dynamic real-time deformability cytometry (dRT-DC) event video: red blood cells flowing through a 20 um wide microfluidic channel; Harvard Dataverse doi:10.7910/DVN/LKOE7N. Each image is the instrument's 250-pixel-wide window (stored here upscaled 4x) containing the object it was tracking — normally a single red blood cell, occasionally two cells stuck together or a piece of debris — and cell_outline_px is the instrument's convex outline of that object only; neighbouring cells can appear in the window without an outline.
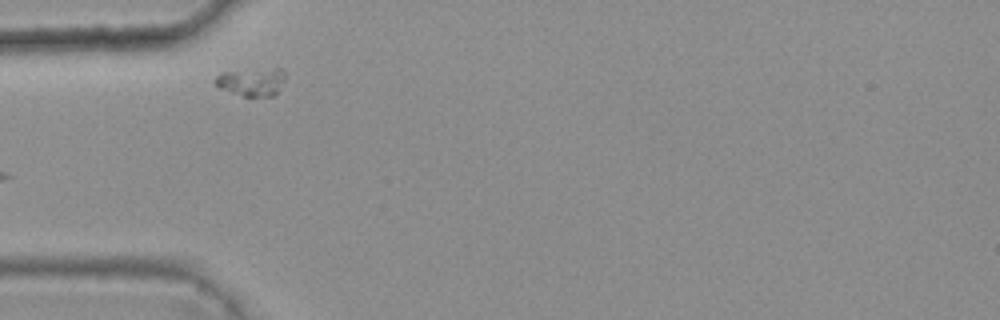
{"species": "common noctule bat (a hibernating species)", "species_latin": "Nyctalus noctula", "temperature_condition": "warm", "stored_images_in_passage": 6, "camera_frame_rate_fps": 3000, "um_per_image_px": 0.085, "animal": {"sex": "female", "body_mass_g": 25.1}, "frame": {"image": 1, "passage_image": 4, "time_ms": 1.0, "image_size_px": [1000, 320], "cell_outline_px": [[284, 80], [276, 96], [244, 96], [220, 88], [216, 84], [216, 76], [220, 72], [276, 68], [280, 68], [284, 72]], "centroid_in_image_um": [21.42, 6.96], "position_along_channel_um": 63.6, "area_um2": 11.27}}
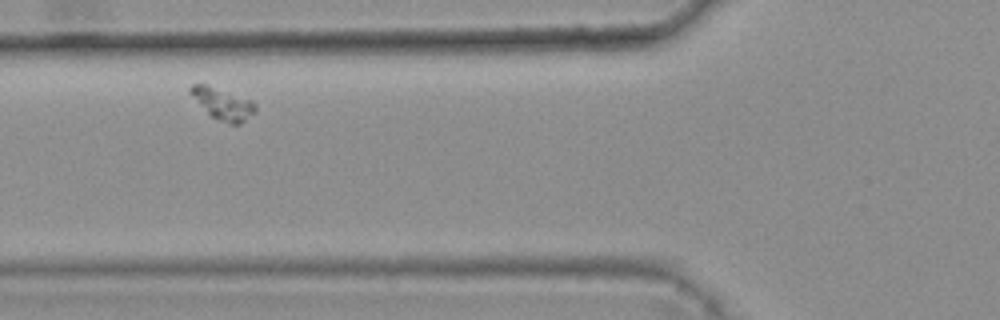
{"frame": {"image": 2, "passage_image": 5, "time_ms": 1.333, "image_size_px": [1000, 320], "cell_outline_px": [[256, 112], [240, 124], [228, 124], [212, 116], [188, 92], [188, 88], [192, 84], [204, 84], [252, 100], [256, 104]], "centroid_in_image_um": [18.97, 8.82], "position_along_channel_um": 106.8, "area_um2": 11.68}}
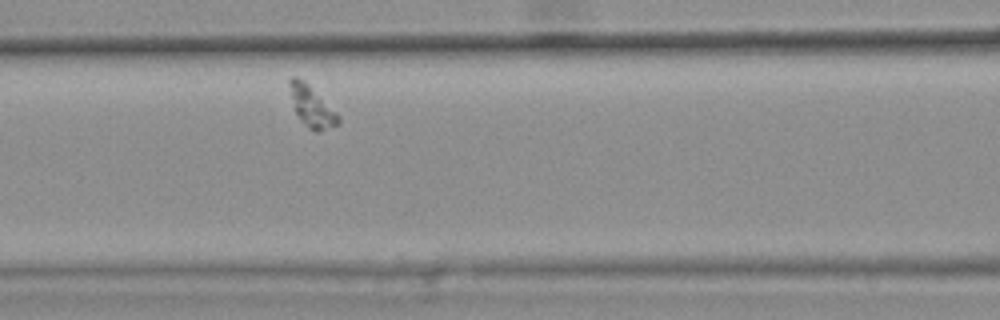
{"frame": {"image": 3, "passage_image": 6, "time_ms": 1.667, "image_size_px": [1000, 320], "cell_outline_px": [[340, 120], [336, 124], [316, 132], [308, 128], [300, 120], [296, 112], [288, 84], [288, 80], [292, 76], [296, 76], [304, 80], [336, 112]], "centroid_in_image_um": [26.45, 9.01], "position_along_channel_um": 140.1, "area_um2": 11.21}}